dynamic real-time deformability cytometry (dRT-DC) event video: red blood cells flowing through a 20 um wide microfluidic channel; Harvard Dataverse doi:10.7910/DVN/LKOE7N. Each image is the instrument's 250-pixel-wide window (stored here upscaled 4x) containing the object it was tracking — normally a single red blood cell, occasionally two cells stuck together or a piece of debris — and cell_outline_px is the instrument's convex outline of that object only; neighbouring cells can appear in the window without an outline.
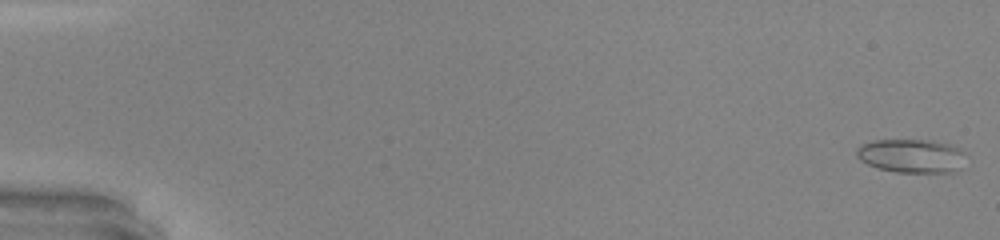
{"species": "common noctule bat (a hibernating species)", "species_latin": "Nyctalus noctula", "temperature_condition": "warm", "stored_images_in_passage": 48, "camera_frame_rate_fps": 3000, "um_per_image_px": 0.085, "animal": {"sex": "male", "body_mass_g": 20.0, "forearm_length_mm": 53.3}, "frame": {"image": 1, "passage_image": 1, "time_ms": 0.0, "image_size_px": [1000, 240], "cell_outline_px": [[968, 152], [960, 168], [948, 172], [896, 172], [880, 168], [868, 164], [860, 160], [856, 156], [856, 148], [872, 140], [932, 140], [948, 144], [960, 148]], "centroid_in_image_um": [77.5, 13.24], "position_along_channel_um": 7.5, "area_um2": 21.5}}
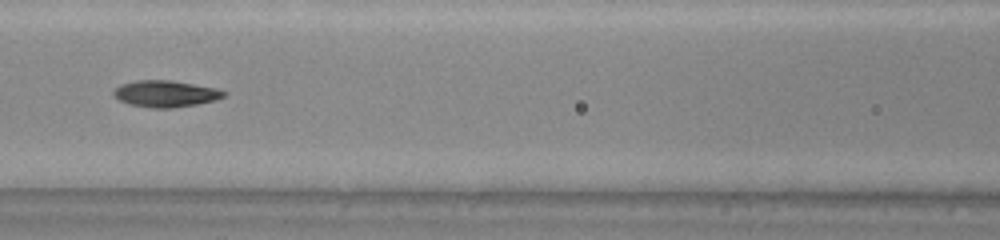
{"frame": {"image": 2, "passage_image": 23, "time_ms": 7.333, "image_size_px": [1000, 240], "cell_outline_px": [[228, 92], [224, 96], [216, 100], [196, 104], [172, 108], [152, 108], [128, 104], [112, 96], [112, 92], [120, 84], [136, 80], [172, 80], [216, 88]], "centroid_in_image_um": [14.05, 7.96], "position_along_channel_um": 152.5, "area_um2": 17.17}}
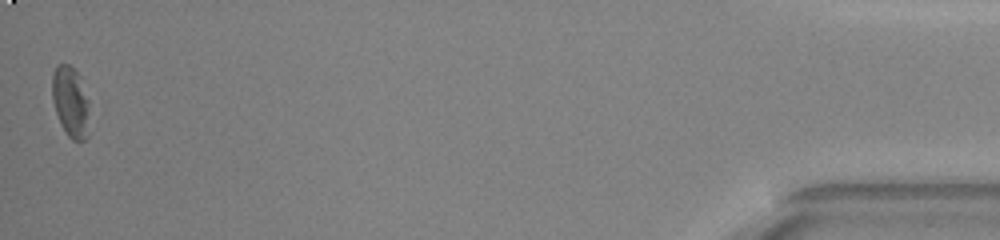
{"frame": {"image": 3, "passage_image": 48, "time_ms": 15.667, "image_size_px": [1000, 240], "cell_outline_px": [[88, 136], [84, 140], [72, 140], [68, 136], [56, 112], [52, 100], [52, 76], [56, 64], [68, 64], [80, 76], [88, 100]], "centroid_in_image_um": [5.99, 8.64], "position_along_channel_um": 429.2, "area_um2": 15.2}, "authors_computed_cell_mechanics": {"area_um2": 17.1377, "velocity_mm_per_s": 4.359, "shape_relaxation_time_tau1_ms": 2.9687, "shape_relaxation_time_tau2_ms": 4.4101, "deformation_change_tau1": 0.1372, "deformation_change_tau2": 0.1111}}